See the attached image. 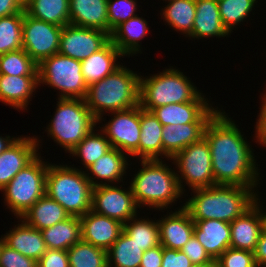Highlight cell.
<instances>
[{
  "label": "cell",
  "mask_w": 266,
  "mask_h": 267,
  "mask_svg": "<svg viewBox=\"0 0 266 267\" xmlns=\"http://www.w3.org/2000/svg\"><path fill=\"white\" fill-rule=\"evenodd\" d=\"M228 116L219 109L204 131V138L209 144L215 185L259 186L261 173L258 172L260 169L254 150L236 122Z\"/></svg>",
  "instance_id": "1"
},
{
  "label": "cell",
  "mask_w": 266,
  "mask_h": 267,
  "mask_svg": "<svg viewBox=\"0 0 266 267\" xmlns=\"http://www.w3.org/2000/svg\"><path fill=\"white\" fill-rule=\"evenodd\" d=\"M256 187L216 184L194 189L193 196L182 205L192 220L217 219L231 223L257 202Z\"/></svg>",
  "instance_id": "2"
},
{
  "label": "cell",
  "mask_w": 266,
  "mask_h": 267,
  "mask_svg": "<svg viewBox=\"0 0 266 267\" xmlns=\"http://www.w3.org/2000/svg\"><path fill=\"white\" fill-rule=\"evenodd\" d=\"M140 77L122 64L112 74L88 86L84 100L97 120V125L104 121L103 116L107 112L139 105Z\"/></svg>",
  "instance_id": "3"
},
{
  "label": "cell",
  "mask_w": 266,
  "mask_h": 267,
  "mask_svg": "<svg viewBox=\"0 0 266 267\" xmlns=\"http://www.w3.org/2000/svg\"><path fill=\"white\" fill-rule=\"evenodd\" d=\"M139 161L142 168L135 172L129 183L139 209L148 206L162 211L182 197L184 193L176 170L169 168L162 159Z\"/></svg>",
  "instance_id": "4"
},
{
  "label": "cell",
  "mask_w": 266,
  "mask_h": 267,
  "mask_svg": "<svg viewBox=\"0 0 266 267\" xmlns=\"http://www.w3.org/2000/svg\"><path fill=\"white\" fill-rule=\"evenodd\" d=\"M73 166L49 163L45 194L58 202L70 216L81 217L91 210L93 186L82 167Z\"/></svg>",
  "instance_id": "5"
},
{
  "label": "cell",
  "mask_w": 266,
  "mask_h": 267,
  "mask_svg": "<svg viewBox=\"0 0 266 267\" xmlns=\"http://www.w3.org/2000/svg\"><path fill=\"white\" fill-rule=\"evenodd\" d=\"M189 79L173 66L151 76L141 75L139 106L151 111L168 104L193 101L202 92Z\"/></svg>",
  "instance_id": "6"
},
{
  "label": "cell",
  "mask_w": 266,
  "mask_h": 267,
  "mask_svg": "<svg viewBox=\"0 0 266 267\" xmlns=\"http://www.w3.org/2000/svg\"><path fill=\"white\" fill-rule=\"evenodd\" d=\"M54 116L46 127L47 136L69 153L94 128L97 120L84 99L58 98Z\"/></svg>",
  "instance_id": "7"
},
{
  "label": "cell",
  "mask_w": 266,
  "mask_h": 267,
  "mask_svg": "<svg viewBox=\"0 0 266 267\" xmlns=\"http://www.w3.org/2000/svg\"><path fill=\"white\" fill-rule=\"evenodd\" d=\"M39 154L30 164L20 170L1 190L4 204L12 214L21 218L41 197L45 195L47 163Z\"/></svg>",
  "instance_id": "8"
},
{
  "label": "cell",
  "mask_w": 266,
  "mask_h": 267,
  "mask_svg": "<svg viewBox=\"0 0 266 267\" xmlns=\"http://www.w3.org/2000/svg\"><path fill=\"white\" fill-rule=\"evenodd\" d=\"M38 83L58 90V98L85 99L87 84L81 61L56 53L38 64Z\"/></svg>",
  "instance_id": "9"
},
{
  "label": "cell",
  "mask_w": 266,
  "mask_h": 267,
  "mask_svg": "<svg viewBox=\"0 0 266 267\" xmlns=\"http://www.w3.org/2000/svg\"><path fill=\"white\" fill-rule=\"evenodd\" d=\"M171 160L176 165V174L183 193L187 185L189 190L215 185L209 144L204 137L176 153Z\"/></svg>",
  "instance_id": "10"
},
{
  "label": "cell",
  "mask_w": 266,
  "mask_h": 267,
  "mask_svg": "<svg viewBox=\"0 0 266 267\" xmlns=\"http://www.w3.org/2000/svg\"><path fill=\"white\" fill-rule=\"evenodd\" d=\"M113 117L108 123L98 126L109 140L112 148H116L128 157L138 156L140 141V106L110 113ZM102 128V129H101ZM130 155V156H129Z\"/></svg>",
  "instance_id": "11"
},
{
  "label": "cell",
  "mask_w": 266,
  "mask_h": 267,
  "mask_svg": "<svg viewBox=\"0 0 266 267\" xmlns=\"http://www.w3.org/2000/svg\"><path fill=\"white\" fill-rule=\"evenodd\" d=\"M62 28L32 18L24 11L22 49L39 64L45 58L58 53Z\"/></svg>",
  "instance_id": "12"
},
{
  "label": "cell",
  "mask_w": 266,
  "mask_h": 267,
  "mask_svg": "<svg viewBox=\"0 0 266 267\" xmlns=\"http://www.w3.org/2000/svg\"><path fill=\"white\" fill-rule=\"evenodd\" d=\"M139 208L135 202L131 187L122 185H99L92 190L91 210L125 224L136 215Z\"/></svg>",
  "instance_id": "13"
},
{
  "label": "cell",
  "mask_w": 266,
  "mask_h": 267,
  "mask_svg": "<svg viewBox=\"0 0 266 267\" xmlns=\"http://www.w3.org/2000/svg\"><path fill=\"white\" fill-rule=\"evenodd\" d=\"M109 41L110 34L105 31L69 24L62 28L58 53L83 61Z\"/></svg>",
  "instance_id": "14"
},
{
  "label": "cell",
  "mask_w": 266,
  "mask_h": 267,
  "mask_svg": "<svg viewBox=\"0 0 266 267\" xmlns=\"http://www.w3.org/2000/svg\"><path fill=\"white\" fill-rule=\"evenodd\" d=\"M210 101L201 93L193 101L173 103L151 110L162 126L188 123H208L219 111L212 107Z\"/></svg>",
  "instance_id": "15"
},
{
  "label": "cell",
  "mask_w": 266,
  "mask_h": 267,
  "mask_svg": "<svg viewBox=\"0 0 266 267\" xmlns=\"http://www.w3.org/2000/svg\"><path fill=\"white\" fill-rule=\"evenodd\" d=\"M20 136L0 154V191L38 155L41 139Z\"/></svg>",
  "instance_id": "16"
},
{
  "label": "cell",
  "mask_w": 266,
  "mask_h": 267,
  "mask_svg": "<svg viewBox=\"0 0 266 267\" xmlns=\"http://www.w3.org/2000/svg\"><path fill=\"white\" fill-rule=\"evenodd\" d=\"M260 198L243 215L230 223V248L254 252L262 230L265 228V216Z\"/></svg>",
  "instance_id": "17"
},
{
  "label": "cell",
  "mask_w": 266,
  "mask_h": 267,
  "mask_svg": "<svg viewBox=\"0 0 266 267\" xmlns=\"http://www.w3.org/2000/svg\"><path fill=\"white\" fill-rule=\"evenodd\" d=\"M158 221L159 240L162 247L181 250L194 235L195 222L181 205L175 212L171 210Z\"/></svg>",
  "instance_id": "18"
},
{
  "label": "cell",
  "mask_w": 266,
  "mask_h": 267,
  "mask_svg": "<svg viewBox=\"0 0 266 267\" xmlns=\"http://www.w3.org/2000/svg\"><path fill=\"white\" fill-rule=\"evenodd\" d=\"M82 240L106 251L119 238L123 224L118 220L100 215L90 210L79 217Z\"/></svg>",
  "instance_id": "19"
},
{
  "label": "cell",
  "mask_w": 266,
  "mask_h": 267,
  "mask_svg": "<svg viewBox=\"0 0 266 267\" xmlns=\"http://www.w3.org/2000/svg\"><path fill=\"white\" fill-rule=\"evenodd\" d=\"M127 156L128 155L122 151L112 148L106 154L99 157L97 161L87 169H84L86 177L92 186L96 187L99 185H111L118 184L121 181L123 182L125 179L123 176H126V170H128L127 168L130 166L127 160L129 157ZM99 179H101V181H99Z\"/></svg>",
  "instance_id": "20"
},
{
  "label": "cell",
  "mask_w": 266,
  "mask_h": 267,
  "mask_svg": "<svg viewBox=\"0 0 266 267\" xmlns=\"http://www.w3.org/2000/svg\"><path fill=\"white\" fill-rule=\"evenodd\" d=\"M37 87H39L38 75L0 74V102L18 111L21 109L27 111V107L35 95L33 92H36Z\"/></svg>",
  "instance_id": "21"
},
{
  "label": "cell",
  "mask_w": 266,
  "mask_h": 267,
  "mask_svg": "<svg viewBox=\"0 0 266 267\" xmlns=\"http://www.w3.org/2000/svg\"><path fill=\"white\" fill-rule=\"evenodd\" d=\"M195 222L194 236L202 244L209 256L217 260L230 248V223L217 219L193 220Z\"/></svg>",
  "instance_id": "22"
},
{
  "label": "cell",
  "mask_w": 266,
  "mask_h": 267,
  "mask_svg": "<svg viewBox=\"0 0 266 267\" xmlns=\"http://www.w3.org/2000/svg\"><path fill=\"white\" fill-rule=\"evenodd\" d=\"M19 220L14 228L3 235L4 242L25 257L38 261L47 250L42 232L28 225L22 218Z\"/></svg>",
  "instance_id": "23"
},
{
  "label": "cell",
  "mask_w": 266,
  "mask_h": 267,
  "mask_svg": "<svg viewBox=\"0 0 266 267\" xmlns=\"http://www.w3.org/2000/svg\"><path fill=\"white\" fill-rule=\"evenodd\" d=\"M69 16L71 25L110 34L107 0H70Z\"/></svg>",
  "instance_id": "24"
},
{
  "label": "cell",
  "mask_w": 266,
  "mask_h": 267,
  "mask_svg": "<svg viewBox=\"0 0 266 267\" xmlns=\"http://www.w3.org/2000/svg\"><path fill=\"white\" fill-rule=\"evenodd\" d=\"M121 57L125 56L109 41L102 49L81 61V71L87 86L112 74L121 66L118 61Z\"/></svg>",
  "instance_id": "25"
},
{
  "label": "cell",
  "mask_w": 266,
  "mask_h": 267,
  "mask_svg": "<svg viewBox=\"0 0 266 267\" xmlns=\"http://www.w3.org/2000/svg\"><path fill=\"white\" fill-rule=\"evenodd\" d=\"M196 16L190 39L228 37L231 35L222 24L217 0H195Z\"/></svg>",
  "instance_id": "26"
},
{
  "label": "cell",
  "mask_w": 266,
  "mask_h": 267,
  "mask_svg": "<svg viewBox=\"0 0 266 267\" xmlns=\"http://www.w3.org/2000/svg\"><path fill=\"white\" fill-rule=\"evenodd\" d=\"M208 123L173 124L163 126L162 145L163 156L166 160L192 143L200 141L204 137V131Z\"/></svg>",
  "instance_id": "27"
},
{
  "label": "cell",
  "mask_w": 266,
  "mask_h": 267,
  "mask_svg": "<svg viewBox=\"0 0 266 267\" xmlns=\"http://www.w3.org/2000/svg\"><path fill=\"white\" fill-rule=\"evenodd\" d=\"M149 25L143 17L136 15L119 24L110 34V41L127 57L141 51V42L148 35Z\"/></svg>",
  "instance_id": "28"
},
{
  "label": "cell",
  "mask_w": 266,
  "mask_h": 267,
  "mask_svg": "<svg viewBox=\"0 0 266 267\" xmlns=\"http://www.w3.org/2000/svg\"><path fill=\"white\" fill-rule=\"evenodd\" d=\"M162 124L151 111L140 107V141L138 158L140 160H163ZM161 156V157H159Z\"/></svg>",
  "instance_id": "29"
},
{
  "label": "cell",
  "mask_w": 266,
  "mask_h": 267,
  "mask_svg": "<svg viewBox=\"0 0 266 267\" xmlns=\"http://www.w3.org/2000/svg\"><path fill=\"white\" fill-rule=\"evenodd\" d=\"M69 217V213L58 202L45 194L21 218L41 231Z\"/></svg>",
  "instance_id": "30"
},
{
  "label": "cell",
  "mask_w": 266,
  "mask_h": 267,
  "mask_svg": "<svg viewBox=\"0 0 266 267\" xmlns=\"http://www.w3.org/2000/svg\"><path fill=\"white\" fill-rule=\"evenodd\" d=\"M41 232L47 249L67 251L82 239L81 222L77 216H70Z\"/></svg>",
  "instance_id": "31"
},
{
  "label": "cell",
  "mask_w": 266,
  "mask_h": 267,
  "mask_svg": "<svg viewBox=\"0 0 266 267\" xmlns=\"http://www.w3.org/2000/svg\"><path fill=\"white\" fill-rule=\"evenodd\" d=\"M161 9V18L175 31H179L187 38L192 34L196 16L195 0H169Z\"/></svg>",
  "instance_id": "32"
},
{
  "label": "cell",
  "mask_w": 266,
  "mask_h": 267,
  "mask_svg": "<svg viewBox=\"0 0 266 267\" xmlns=\"http://www.w3.org/2000/svg\"><path fill=\"white\" fill-rule=\"evenodd\" d=\"M69 8L70 0H30L24 11L32 18L64 27L70 24Z\"/></svg>",
  "instance_id": "33"
},
{
  "label": "cell",
  "mask_w": 266,
  "mask_h": 267,
  "mask_svg": "<svg viewBox=\"0 0 266 267\" xmlns=\"http://www.w3.org/2000/svg\"><path fill=\"white\" fill-rule=\"evenodd\" d=\"M144 251L124 232L107 250V263L112 267H139Z\"/></svg>",
  "instance_id": "34"
},
{
  "label": "cell",
  "mask_w": 266,
  "mask_h": 267,
  "mask_svg": "<svg viewBox=\"0 0 266 267\" xmlns=\"http://www.w3.org/2000/svg\"><path fill=\"white\" fill-rule=\"evenodd\" d=\"M123 231L140 249L147 251L160 245L158 221L134 216L123 224Z\"/></svg>",
  "instance_id": "35"
},
{
  "label": "cell",
  "mask_w": 266,
  "mask_h": 267,
  "mask_svg": "<svg viewBox=\"0 0 266 267\" xmlns=\"http://www.w3.org/2000/svg\"><path fill=\"white\" fill-rule=\"evenodd\" d=\"M110 149L112 146L105 134L94 128L78 145L70 150L69 155L81 158L79 161H82V165L87 169Z\"/></svg>",
  "instance_id": "36"
},
{
  "label": "cell",
  "mask_w": 266,
  "mask_h": 267,
  "mask_svg": "<svg viewBox=\"0 0 266 267\" xmlns=\"http://www.w3.org/2000/svg\"><path fill=\"white\" fill-rule=\"evenodd\" d=\"M70 267H103L107 251L82 239L67 250Z\"/></svg>",
  "instance_id": "37"
},
{
  "label": "cell",
  "mask_w": 266,
  "mask_h": 267,
  "mask_svg": "<svg viewBox=\"0 0 266 267\" xmlns=\"http://www.w3.org/2000/svg\"><path fill=\"white\" fill-rule=\"evenodd\" d=\"M24 9L18 13L0 18V55L22 49V24Z\"/></svg>",
  "instance_id": "38"
},
{
  "label": "cell",
  "mask_w": 266,
  "mask_h": 267,
  "mask_svg": "<svg viewBox=\"0 0 266 267\" xmlns=\"http://www.w3.org/2000/svg\"><path fill=\"white\" fill-rule=\"evenodd\" d=\"M223 26L229 33L246 21L258 0H217ZM232 31V32H231Z\"/></svg>",
  "instance_id": "39"
},
{
  "label": "cell",
  "mask_w": 266,
  "mask_h": 267,
  "mask_svg": "<svg viewBox=\"0 0 266 267\" xmlns=\"http://www.w3.org/2000/svg\"><path fill=\"white\" fill-rule=\"evenodd\" d=\"M38 64L24 51L18 49L0 55V74L38 75Z\"/></svg>",
  "instance_id": "40"
},
{
  "label": "cell",
  "mask_w": 266,
  "mask_h": 267,
  "mask_svg": "<svg viewBox=\"0 0 266 267\" xmlns=\"http://www.w3.org/2000/svg\"><path fill=\"white\" fill-rule=\"evenodd\" d=\"M107 8L110 34L119 24L138 15L135 13L139 9L137 0H107Z\"/></svg>",
  "instance_id": "41"
},
{
  "label": "cell",
  "mask_w": 266,
  "mask_h": 267,
  "mask_svg": "<svg viewBox=\"0 0 266 267\" xmlns=\"http://www.w3.org/2000/svg\"><path fill=\"white\" fill-rule=\"evenodd\" d=\"M217 267H258L253 252L228 248L216 260Z\"/></svg>",
  "instance_id": "42"
},
{
  "label": "cell",
  "mask_w": 266,
  "mask_h": 267,
  "mask_svg": "<svg viewBox=\"0 0 266 267\" xmlns=\"http://www.w3.org/2000/svg\"><path fill=\"white\" fill-rule=\"evenodd\" d=\"M0 267H37V261L25 257L4 243L0 252Z\"/></svg>",
  "instance_id": "43"
},
{
  "label": "cell",
  "mask_w": 266,
  "mask_h": 267,
  "mask_svg": "<svg viewBox=\"0 0 266 267\" xmlns=\"http://www.w3.org/2000/svg\"><path fill=\"white\" fill-rule=\"evenodd\" d=\"M182 252L190 259L192 264H205L210 262H216L213 260L202 244L193 235L190 240L181 249Z\"/></svg>",
  "instance_id": "44"
},
{
  "label": "cell",
  "mask_w": 266,
  "mask_h": 267,
  "mask_svg": "<svg viewBox=\"0 0 266 267\" xmlns=\"http://www.w3.org/2000/svg\"><path fill=\"white\" fill-rule=\"evenodd\" d=\"M37 267H70L67 251L47 249L37 261Z\"/></svg>",
  "instance_id": "45"
},
{
  "label": "cell",
  "mask_w": 266,
  "mask_h": 267,
  "mask_svg": "<svg viewBox=\"0 0 266 267\" xmlns=\"http://www.w3.org/2000/svg\"><path fill=\"white\" fill-rule=\"evenodd\" d=\"M192 262L181 250L163 247V259L161 267H191Z\"/></svg>",
  "instance_id": "46"
},
{
  "label": "cell",
  "mask_w": 266,
  "mask_h": 267,
  "mask_svg": "<svg viewBox=\"0 0 266 267\" xmlns=\"http://www.w3.org/2000/svg\"><path fill=\"white\" fill-rule=\"evenodd\" d=\"M261 103L260 104V112L259 115L257 116V122L255 125V137L256 138V143L258 142L259 145L261 144L262 146H266V93L264 95H261Z\"/></svg>",
  "instance_id": "47"
},
{
  "label": "cell",
  "mask_w": 266,
  "mask_h": 267,
  "mask_svg": "<svg viewBox=\"0 0 266 267\" xmlns=\"http://www.w3.org/2000/svg\"><path fill=\"white\" fill-rule=\"evenodd\" d=\"M163 259V247L158 245L144 251L139 267H161Z\"/></svg>",
  "instance_id": "48"
},
{
  "label": "cell",
  "mask_w": 266,
  "mask_h": 267,
  "mask_svg": "<svg viewBox=\"0 0 266 267\" xmlns=\"http://www.w3.org/2000/svg\"><path fill=\"white\" fill-rule=\"evenodd\" d=\"M253 253L257 266L266 267V227L262 230Z\"/></svg>",
  "instance_id": "49"
},
{
  "label": "cell",
  "mask_w": 266,
  "mask_h": 267,
  "mask_svg": "<svg viewBox=\"0 0 266 267\" xmlns=\"http://www.w3.org/2000/svg\"><path fill=\"white\" fill-rule=\"evenodd\" d=\"M23 8L14 0H0V18L18 14Z\"/></svg>",
  "instance_id": "50"
},
{
  "label": "cell",
  "mask_w": 266,
  "mask_h": 267,
  "mask_svg": "<svg viewBox=\"0 0 266 267\" xmlns=\"http://www.w3.org/2000/svg\"><path fill=\"white\" fill-rule=\"evenodd\" d=\"M16 139V137H10L9 135L5 137L0 136V154L6 150Z\"/></svg>",
  "instance_id": "51"
},
{
  "label": "cell",
  "mask_w": 266,
  "mask_h": 267,
  "mask_svg": "<svg viewBox=\"0 0 266 267\" xmlns=\"http://www.w3.org/2000/svg\"><path fill=\"white\" fill-rule=\"evenodd\" d=\"M191 267H217V262H210L205 264H192Z\"/></svg>",
  "instance_id": "52"
},
{
  "label": "cell",
  "mask_w": 266,
  "mask_h": 267,
  "mask_svg": "<svg viewBox=\"0 0 266 267\" xmlns=\"http://www.w3.org/2000/svg\"><path fill=\"white\" fill-rule=\"evenodd\" d=\"M14 1H16L24 9L30 0H14Z\"/></svg>",
  "instance_id": "53"
},
{
  "label": "cell",
  "mask_w": 266,
  "mask_h": 267,
  "mask_svg": "<svg viewBox=\"0 0 266 267\" xmlns=\"http://www.w3.org/2000/svg\"><path fill=\"white\" fill-rule=\"evenodd\" d=\"M4 243H5L4 242V238H3V235H2L1 238H0V252H1V249H2V246H3Z\"/></svg>",
  "instance_id": "54"
},
{
  "label": "cell",
  "mask_w": 266,
  "mask_h": 267,
  "mask_svg": "<svg viewBox=\"0 0 266 267\" xmlns=\"http://www.w3.org/2000/svg\"><path fill=\"white\" fill-rule=\"evenodd\" d=\"M263 213H264V216H265V227H266V212L263 211Z\"/></svg>",
  "instance_id": "55"
},
{
  "label": "cell",
  "mask_w": 266,
  "mask_h": 267,
  "mask_svg": "<svg viewBox=\"0 0 266 267\" xmlns=\"http://www.w3.org/2000/svg\"><path fill=\"white\" fill-rule=\"evenodd\" d=\"M103 267H112L111 265H109L108 263L105 265V266H103Z\"/></svg>",
  "instance_id": "56"
}]
</instances>
